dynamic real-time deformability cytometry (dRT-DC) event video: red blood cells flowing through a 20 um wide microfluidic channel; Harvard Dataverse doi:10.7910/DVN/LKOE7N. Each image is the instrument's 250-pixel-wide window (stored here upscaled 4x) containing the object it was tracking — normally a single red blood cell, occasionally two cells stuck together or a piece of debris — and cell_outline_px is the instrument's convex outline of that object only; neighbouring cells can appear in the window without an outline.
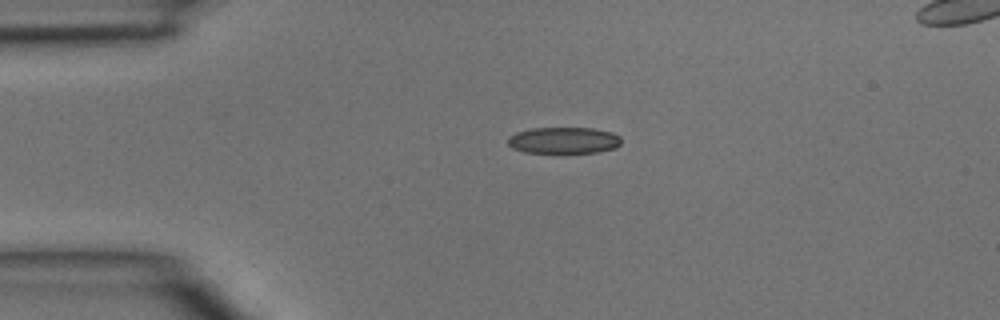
{"species": "common noctule bat (a hibernating species)", "species_latin": "Nyctalus noctula", "temperature_condition": "room temperature", "stored_images_in_passage": 2, "segment_of_instrument_passage": [1, 2], "camera_frame_rate_fps": 3000, "um_per_image_px": 0.085, "animal": {"sex": "male", "body_mass_g": 15.6}, "frame": {"image": 1, "passage_image": 1, "time_ms": 0.0, "image_size_px": [1000, 320], "cell_outline_px": [[620, 144], [616, 148], [596, 152], [524, 152], [512, 148], [508, 144], [508, 136], [516, 132], [532, 128], [592, 128], [612, 132], [620, 136]], "centroid_in_image_um": [47.91, 11.92], "position_along_channel_um": 37.1, "area_um2": 17.4}}